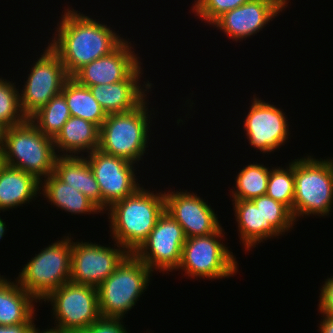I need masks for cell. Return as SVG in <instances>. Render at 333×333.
Returning <instances> with one entry per match:
<instances>
[{
    "mask_svg": "<svg viewBox=\"0 0 333 333\" xmlns=\"http://www.w3.org/2000/svg\"><path fill=\"white\" fill-rule=\"evenodd\" d=\"M71 333H88L86 330L84 331H75V332H71Z\"/></svg>",
    "mask_w": 333,
    "mask_h": 333,
    "instance_id": "cell-40",
    "label": "cell"
},
{
    "mask_svg": "<svg viewBox=\"0 0 333 333\" xmlns=\"http://www.w3.org/2000/svg\"><path fill=\"white\" fill-rule=\"evenodd\" d=\"M141 65L125 80L88 87L107 115L132 111L147 100L145 93L149 92L152 83L144 81L143 85L140 84V78L143 74Z\"/></svg>",
    "mask_w": 333,
    "mask_h": 333,
    "instance_id": "cell-18",
    "label": "cell"
},
{
    "mask_svg": "<svg viewBox=\"0 0 333 333\" xmlns=\"http://www.w3.org/2000/svg\"><path fill=\"white\" fill-rule=\"evenodd\" d=\"M35 302L16 279L9 281L0 275V325L34 324Z\"/></svg>",
    "mask_w": 333,
    "mask_h": 333,
    "instance_id": "cell-20",
    "label": "cell"
},
{
    "mask_svg": "<svg viewBox=\"0 0 333 333\" xmlns=\"http://www.w3.org/2000/svg\"><path fill=\"white\" fill-rule=\"evenodd\" d=\"M53 174L83 193L101 210V192L86 157L58 156Z\"/></svg>",
    "mask_w": 333,
    "mask_h": 333,
    "instance_id": "cell-22",
    "label": "cell"
},
{
    "mask_svg": "<svg viewBox=\"0 0 333 333\" xmlns=\"http://www.w3.org/2000/svg\"><path fill=\"white\" fill-rule=\"evenodd\" d=\"M50 301L55 319L53 328L64 333L84 331L101 318L97 288L71 281L52 291Z\"/></svg>",
    "mask_w": 333,
    "mask_h": 333,
    "instance_id": "cell-9",
    "label": "cell"
},
{
    "mask_svg": "<svg viewBox=\"0 0 333 333\" xmlns=\"http://www.w3.org/2000/svg\"><path fill=\"white\" fill-rule=\"evenodd\" d=\"M164 194L165 211L181 225L186 238L209 235L222 226L210 204L194 192L174 190Z\"/></svg>",
    "mask_w": 333,
    "mask_h": 333,
    "instance_id": "cell-16",
    "label": "cell"
},
{
    "mask_svg": "<svg viewBox=\"0 0 333 333\" xmlns=\"http://www.w3.org/2000/svg\"><path fill=\"white\" fill-rule=\"evenodd\" d=\"M3 154L2 151H0V167L3 165Z\"/></svg>",
    "mask_w": 333,
    "mask_h": 333,
    "instance_id": "cell-39",
    "label": "cell"
},
{
    "mask_svg": "<svg viewBox=\"0 0 333 333\" xmlns=\"http://www.w3.org/2000/svg\"><path fill=\"white\" fill-rule=\"evenodd\" d=\"M288 165L286 169L278 166L271 168L266 195L286 205L293 214L294 160Z\"/></svg>",
    "mask_w": 333,
    "mask_h": 333,
    "instance_id": "cell-29",
    "label": "cell"
},
{
    "mask_svg": "<svg viewBox=\"0 0 333 333\" xmlns=\"http://www.w3.org/2000/svg\"><path fill=\"white\" fill-rule=\"evenodd\" d=\"M35 326V324L0 325V333H31Z\"/></svg>",
    "mask_w": 333,
    "mask_h": 333,
    "instance_id": "cell-34",
    "label": "cell"
},
{
    "mask_svg": "<svg viewBox=\"0 0 333 333\" xmlns=\"http://www.w3.org/2000/svg\"><path fill=\"white\" fill-rule=\"evenodd\" d=\"M42 195L51 205L72 214H101V210L83 193L59 180L53 173L40 182ZM46 196V197H45Z\"/></svg>",
    "mask_w": 333,
    "mask_h": 333,
    "instance_id": "cell-23",
    "label": "cell"
},
{
    "mask_svg": "<svg viewBox=\"0 0 333 333\" xmlns=\"http://www.w3.org/2000/svg\"><path fill=\"white\" fill-rule=\"evenodd\" d=\"M147 103L145 100L132 111L106 116L99 132V149L102 152L138 165L149 142L152 114Z\"/></svg>",
    "mask_w": 333,
    "mask_h": 333,
    "instance_id": "cell-5",
    "label": "cell"
},
{
    "mask_svg": "<svg viewBox=\"0 0 333 333\" xmlns=\"http://www.w3.org/2000/svg\"><path fill=\"white\" fill-rule=\"evenodd\" d=\"M248 0H194L192 11L211 25L223 13L245 4Z\"/></svg>",
    "mask_w": 333,
    "mask_h": 333,
    "instance_id": "cell-31",
    "label": "cell"
},
{
    "mask_svg": "<svg viewBox=\"0 0 333 333\" xmlns=\"http://www.w3.org/2000/svg\"><path fill=\"white\" fill-rule=\"evenodd\" d=\"M122 320L120 318L101 317L91 324L86 331L88 333H128Z\"/></svg>",
    "mask_w": 333,
    "mask_h": 333,
    "instance_id": "cell-32",
    "label": "cell"
},
{
    "mask_svg": "<svg viewBox=\"0 0 333 333\" xmlns=\"http://www.w3.org/2000/svg\"><path fill=\"white\" fill-rule=\"evenodd\" d=\"M239 237L245 251L263 242V215L252 200H232Z\"/></svg>",
    "mask_w": 333,
    "mask_h": 333,
    "instance_id": "cell-26",
    "label": "cell"
},
{
    "mask_svg": "<svg viewBox=\"0 0 333 333\" xmlns=\"http://www.w3.org/2000/svg\"><path fill=\"white\" fill-rule=\"evenodd\" d=\"M256 97L252 98L250 110L243 121L244 131L251 146L262 154H269L287 142L289 122L280 108Z\"/></svg>",
    "mask_w": 333,
    "mask_h": 333,
    "instance_id": "cell-14",
    "label": "cell"
},
{
    "mask_svg": "<svg viewBox=\"0 0 333 333\" xmlns=\"http://www.w3.org/2000/svg\"><path fill=\"white\" fill-rule=\"evenodd\" d=\"M6 224L3 222V219L0 217V239L4 237L5 231H6Z\"/></svg>",
    "mask_w": 333,
    "mask_h": 333,
    "instance_id": "cell-38",
    "label": "cell"
},
{
    "mask_svg": "<svg viewBox=\"0 0 333 333\" xmlns=\"http://www.w3.org/2000/svg\"><path fill=\"white\" fill-rule=\"evenodd\" d=\"M2 154L4 164L23 170L40 182L54 172L58 158L53 138L44 135L29 119L7 128Z\"/></svg>",
    "mask_w": 333,
    "mask_h": 333,
    "instance_id": "cell-3",
    "label": "cell"
},
{
    "mask_svg": "<svg viewBox=\"0 0 333 333\" xmlns=\"http://www.w3.org/2000/svg\"><path fill=\"white\" fill-rule=\"evenodd\" d=\"M322 315L324 319L320 321V333H333V316L325 314Z\"/></svg>",
    "mask_w": 333,
    "mask_h": 333,
    "instance_id": "cell-35",
    "label": "cell"
},
{
    "mask_svg": "<svg viewBox=\"0 0 333 333\" xmlns=\"http://www.w3.org/2000/svg\"><path fill=\"white\" fill-rule=\"evenodd\" d=\"M71 117L65 97L62 93L52 99L29 120L46 136L55 138L63 125Z\"/></svg>",
    "mask_w": 333,
    "mask_h": 333,
    "instance_id": "cell-28",
    "label": "cell"
},
{
    "mask_svg": "<svg viewBox=\"0 0 333 333\" xmlns=\"http://www.w3.org/2000/svg\"><path fill=\"white\" fill-rule=\"evenodd\" d=\"M185 242L181 225L164 211L148 238L133 254L152 272L157 269L164 274L177 271Z\"/></svg>",
    "mask_w": 333,
    "mask_h": 333,
    "instance_id": "cell-11",
    "label": "cell"
},
{
    "mask_svg": "<svg viewBox=\"0 0 333 333\" xmlns=\"http://www.w3.org/2000/svg\"><path fill=\"white\" fill-rule=\"evenodd\" d=\"M101 192V211L134 194L141 186L134 163L96 149L86 157ZM135 168V169H134Z\"/></svg>",
    "mask_w": 333,
    "mask_h": 333,
    "instance_id": "cell-12",
    "label": "cell"
},
{
    "mask_svg": "<svg viewBox=\"0 0 333 333\" xmlns=\"http://www.w3.org/2000/svg\"><path fill=\"white\" fill-rule=\"evenodd\" d=\"M31 333H64V332H62L61 330H57L55 328H49V329L47 328L43 331H40V329L35 327Z\"/></svg>",
    "mask_w": 333,
    "mask_h": 333,
    "instance_id": "cell-37",
    "label": "cell"
},
{
    "mask_svg": "<svg viewBox=\"0 0 333 333\" xmlns=\"http://www.w3.org/2000/svg\"><path fill=\"white\" fill-rule=\"evenodd\" d=\"M67 8L48 46L60 57L71 77L84 65L111 53L125 39L107 24Z\"/></svg>",
    "mask_w": 333,
    "mask_h": 333,
    "instance_id": "cell-1",
    "label": "cell"
},
{
    "mask_svg": "<svg viewBox=\"0 0 333 333\" xmlns=\"http://www.w3.org/2000/svg\"><path fill=\"white\" fill-rule=\"evenodd\" d=\"M288 3V0H248L240 7L223 13L211 25L218 27L233 41H241L262 31L268 22L285 10Z\"/></svg>",
    "mask_w": 333,
    "mask_h": 333,
    "instance_id": "cell-15",
    "label": "cell"
},
{
    "mask_svg": "<svg viewBox=\"0 0 333 333\" xmlns=\"http://www.w3.org/2000/svg\"><path fill=\"white\" fill-rule=\"evenodd\" d=\"M71 249V236L43 248L21 269L17 283L37 301H43L52 291L70 281Z\"/></svg>",
    "mask_w": 333,
    "mask_h": 333,
    "instance_id": "cell-7",
    "label": "cell"
},
{
    "mask_svg": "<svg viewBox=\"0 0 333 333\" xmlns=\"http://www.w3.org/2000/svg\"><path fill=\"white\" fill-rule=\"evenodd\" d=\"M41 54L29 68L31 71L19 93L21 110L27 119L60 94L70 78L60 57L49 46Z\"/></svg>",
    "mask_w": 333,
    "mask_h": 333,
    "instance_id": "cell-10",
    "label": "cell"
},
{
    "mask_svg": "<svg viewBox=\"0 0 333 333\" xmlns=\"http://www.w3.org/2000/svg\"><path fill=\"white\" fill-rule=\"evenodd\" d=\"M294 188L295 221L304 215L328 216L333 209V158L294 159Z\"/></svg>",
    "mask_w": 333,
    "mask_h": 333,
    "instance_id": "cell-4",
    "label": "cell"
},
{
    "mask_svg": "<svg viewBox=\"0 0 333 333\" xmlns=\"http://www.w3.org/2000/svg\"><path fill=\"white\" fill-rule=\"evenodd\" d=\"M18 90L12 81L0 78V122L7 128L17 126L27 120L21 110Z\"/></svg>",
    "mask_w": 333,
    "mask_h": 333,
    "instance_id": "cell-30",
    "label": "cell"
},
{
    "mask_svg": "<svg viewBox=\"0 0 333 333\" xmlns=\"http://www.w3.org/2000/svg\"><path fill=\"white\" fill-rule=\"evenodd\" d=\"M152 271L130 253L98 287V301L104 318H125L149 286ZM145 290V291H144Z\"/></svg>",
    "mask_w": 333,
    "mask_h": 333,
    "instance_id": "cell-6",
    "label": "cell"
},
{
    "mask_svg": "<svg viewBox=\"0 0 333 333\" xmlns=\"http://www.w3.org/2000/svg\"><path fill=\"white\" fill-rule=\"evenodd\" d=\"M100 128L83 118L71 116L53 139L58 156H83L99 149Z\"/></svg>",
    "mask_w": 333,
    "mask_h": 333,
    "instance_id": "cell-19",
    "label": "cell"
},
{
    "mask_svg": "<svg viewBox=\"0 0 333 333\" xmlns=\"http://www.w3.org/2000/svg\"><path fill=\"white\" fill-rule=\"evenodd\" d=\"M252 201L263 215V243L294 228L295 218L286 205L267 195L253 198Z\"/></svg>",
    "mask_w": 333,
    "mask_h": 333,
    "instance_id": "cell-25",
    "label": "cell"
},
{
    "mask_svg": "<svg viewBox=\"0 0 333 333\" xmlns=\"http://www.w3.org/2000/svg\"><path fill=\"white\" fill-rule=\"evenodd\" d=\"M270 171L269 167L257 162L243 166L235 179L236 189L230 191L231 198L233 200H252L266 195Z\"/></svg>",
    "mask_w": 333,
    "mask_h": 333,
    "instance_id": "cell-27",
    "label": "cell"
},
{
    "mask_svg": "<svg viewBox=\"0 0 333 333\" xmlns=\"http://www.w3.org/2000/svg\"><path fill=\"white\" fill-rule=\"evenodd\" d=\"M320 290L318 309L321 314L333 316V276L326 279Z\"/></svg>",
    "mask_w": 333,
    "mask_h": 333,
    "instance_id": "cell-33",
    "label": "cell"
},
{
    "mask_svg": "<svg viewBox=\"0 0 333 333\" xmlns=\"http://www.w3.org/2000/svg\"><path fill=\"white\" fill-rule=\"evenodd\" d=\"M140 187L134 194L113 203L108 209L112 240L134 253L148 238L165 211V194Z\"/></svg>",
    "mask_w": 333,
    "mask_h": 333,
    "instance_id": "cell-2",
    "label": "cell"
},
{
    "mask_svg": "<svg viewBox=\"0 0 333 333\" xmlns=\"http://www.w3.org/2000/svg\"><path fill=\"white\" fill-rule=\"evenodd\" d=\"M115 243L111 248L93 242L72 241L70 281L97 288L130 254Z\"/></svg>",
    "mask_w": 333,
    "mask_h": 333,
    "instance_id": "cell-13",
    "label": "cell"
},
{
    "mask_svg": "<svg viewBox=\"0 0 333 333\" xmlns=\"http://www.w3.org/2000/svg\"><path fill=\"white\" fill-rule=\"evenodd\" d=\"M61 93L65 97L71 116L83 118L101 127L107 114L88 87L78 84L70 77L65 82Z\"/></svg>",
    "mask_w": 333,
    "mask_h": 333,
    "instance_id": "cell-24",
    "label": "cell"
},
{
    "mask_svg": "<svg viewBox=\"0 0 333 333\" xmlns=\"http://www.w3.org/2000/svg\"><path fill=\"white\" fill-rule=\"evenodd\" d=\"M40 181L33 175L3 164L0 167V210L3 212L36 199Z\"/></svg>",
    "mask_w": 333,
    "mask_h": 333,
    "instance_id": "cell-21",
    "label": "cell"
},
{
    "mask_svg": "<svg viewBox=\"0 0 333 333\" xmlns=\"http://www.w3.org/2000/svg\"><path fill=\"white\" fill-rule=\"evenodd\" d=\"M7 127L0 122V151L3 152Z\"/></svg>",
    "mask_w": 333,
    "mask_h": 333,
    "instance_id": "cell-36",
    "label": "cell"
},
{
    "mask_svg": "<svg viewBox=\"0 0 333 333\" xmlns=\"http://www.w3.org/2000/svg\"><path fill=\"white\" fill-rule=\"evenodd\" d=\"M124 40L108 55L100 57L77 70L71 78L78 84L90 87L125 80L141 63L131 42ZM130 44V45H129ZM132 46V47H131ZM132 48V49H131Z\"/></svg>",
    "mask_w": 333,
    "mask_h": 333,
    "instance_id": "cell-17",
    "label": "cell"
},
{
    "mask_svg": "<svg viewBox=\"0 0 333 333\" xmlns=\"http://www.w3.org/2000/svg\"><path fill=\"white\" fill-rule=\"evenodd\" d=\"M223 231L221 226L212 234L186 238L177 270L183 269L182 271L191 278L209 280L229 278L237 274L236 257L227 245L221 243L225 236Z\"/></svg>",
    "mask_w": 333,
    "mask_h": 333,
    "instance_id": "cell-8",
    "label": "cell"
}]
</instances>
